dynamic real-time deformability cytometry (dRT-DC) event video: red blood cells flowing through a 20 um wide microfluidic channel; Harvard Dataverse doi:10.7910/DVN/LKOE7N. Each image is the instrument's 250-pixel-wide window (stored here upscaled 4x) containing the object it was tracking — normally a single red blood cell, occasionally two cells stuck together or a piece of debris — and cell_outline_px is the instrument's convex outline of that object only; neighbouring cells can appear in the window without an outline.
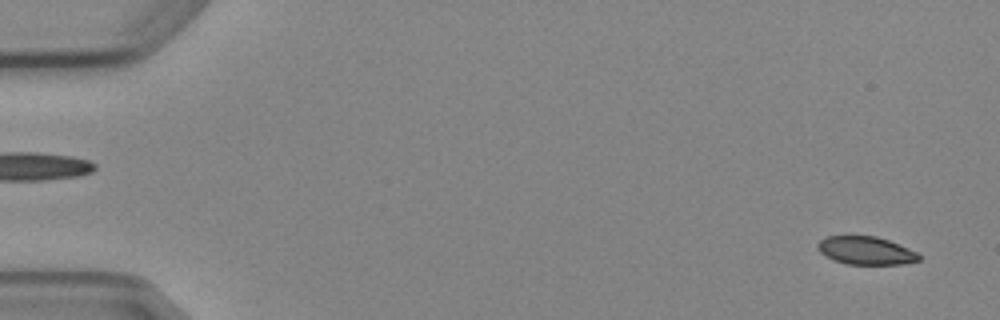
{"species": "Egyptian fruit bat (a non-hibernating species)", "species_latin": "Rousettus aegyptiacus", "temperature_condition": "cold", "stored_images_in_passage": 6, "segment_of_instrument_passage": [2, 2], "camera_frame_rate_fps": 3000, "um_per_image_px": 0.085, "animal": {"sex": "female"}, "frame": {"image": 1, "passage_image": 6, "time_ms": 6.0, "image_size_px": [1000, 320], "cell_outline_px": [[920, 260], [904, 264], [848, 264], [836, 260], [820, 252], [816, 248], [816, 244], [820, 240], [828, 236], [876, 236], [888, 240], [916, 252], [920, 256]], "centroid_in_image_um": [73.59, 21.29], "position_along_channel_um": 11.4, "area_um2": 16.3}}